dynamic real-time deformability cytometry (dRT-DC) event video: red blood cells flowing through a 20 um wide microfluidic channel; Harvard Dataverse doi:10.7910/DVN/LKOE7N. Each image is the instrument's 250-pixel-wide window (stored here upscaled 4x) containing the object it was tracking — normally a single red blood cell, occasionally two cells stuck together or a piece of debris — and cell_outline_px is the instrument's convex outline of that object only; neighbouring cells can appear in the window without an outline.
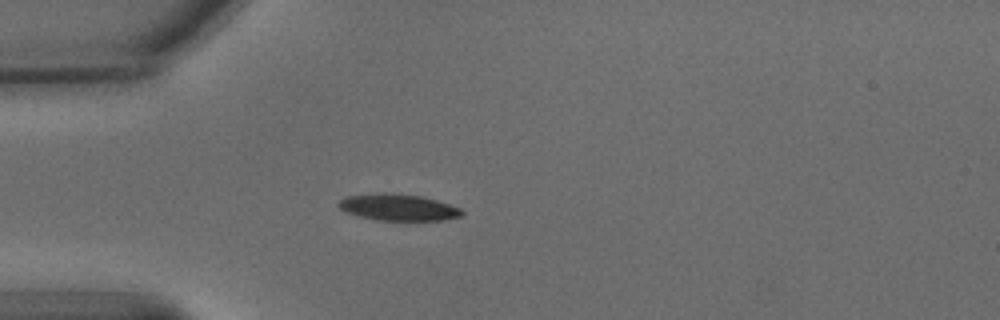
{"species": "common noctule bat (a hibernating species)", "species_latin": "Nyctalus noctula", "temperature_condition": "warm", "stored_images_in_passage": 40, "camera_frame_rate_fps": 3000, "um_per_image_px": 0.085, "animal": {"sex": "male", "body_mass_g": 15.6}, "frame": {"image": 1, "passage_image": 1, "time_ms": 0.0, "image_size_px": [1000, 320], "cell_outline_px": [[464, 212], [460, 216], [444, 220], [380, 220], [360, 216], [348, 212], [340, 208], [336, 204], [344, 196], [380, 192], [396, 192], [420, 196], [436, 200], [460, 208]], "centroid_in_image_um": [33.82, 17.6], "position_along_channel_um": 51.2, "area_um2": 19.07}}
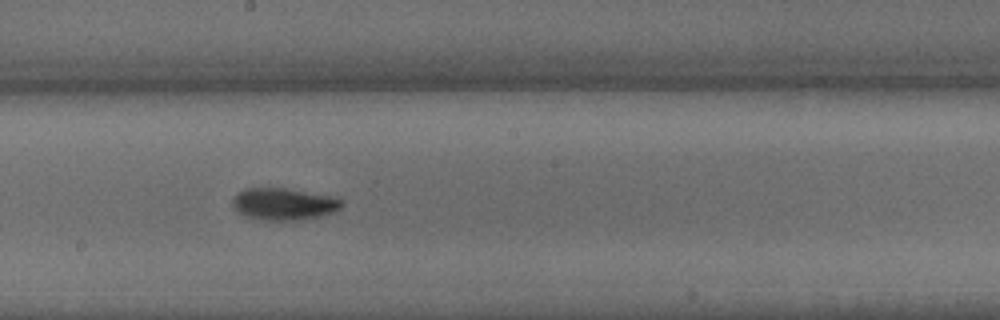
{"frame": {"image": 2, "passage_image": 16, "time_ms": 5.0, "image_size_px": [1000, 320], "cell_outline_px": [[344, 204], [340, 208], [332, 212], [320, 216], [300, 220], [264, 220], [248, 216], [240, 212], [232, 204], [232, 200], [244, 188], [284, 188], [336, 196]], "centroid_in_image_um": [24.17, 17.33], "position_along_channel_um": 224.0, "area_um2": 20.11}}
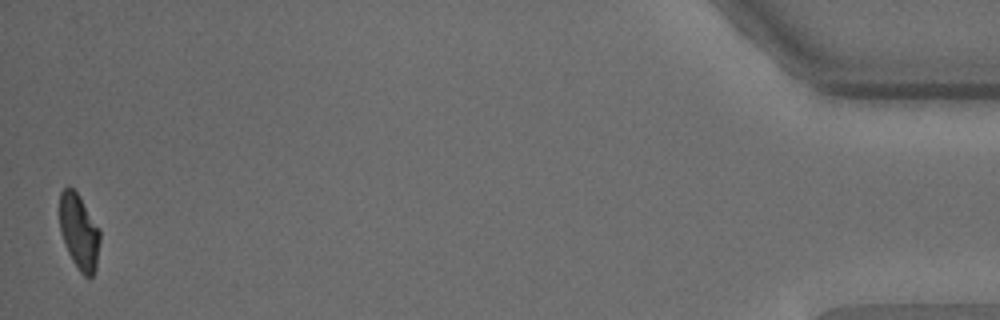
{"frame": {"image": 3, "passage_image": 40, "time_ms": 13.0, "image_size_px": [1000, 320], "cell_outline_px": [[100, 240], [96, 268], [92, 276], [88, 280], [80, 272], [72, 260], [68, 252], [60, 232], [60, 192], [68, 184], [80, 196], [100, 228]], "centroid_in_image_um": [6.73, 19.7], "position_along_channel_um": 428.5, "area_um2": 17.98}, "authors_computed_cell_mechanics": {"area_um2": 19.2474, "velocity_mm_per_s": 3.6748, "shape_relaxation_time_tau1_ms": 4.442, "shape_relaxation_time_tau2_ms": 3.3366, "deformation_change_tau1": 0.1819, "deformation_change_tau2": 0.0907}}